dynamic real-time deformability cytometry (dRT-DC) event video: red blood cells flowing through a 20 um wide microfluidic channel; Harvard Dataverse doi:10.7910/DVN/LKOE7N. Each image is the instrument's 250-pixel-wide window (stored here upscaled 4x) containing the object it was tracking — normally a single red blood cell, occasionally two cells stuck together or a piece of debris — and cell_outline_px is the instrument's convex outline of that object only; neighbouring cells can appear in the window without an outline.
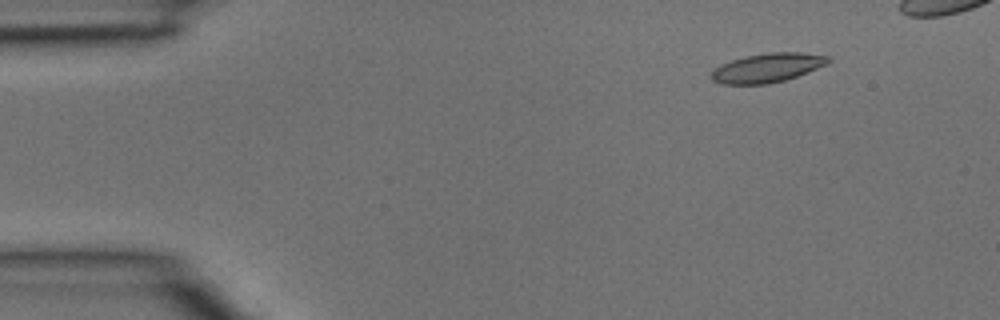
{"species": "common noctule bat (a hibernating species)", "species_latin": "Nyctalus noctula", "temperature_condition": "room temperature", "stored_images_in_passage": 36, "camera_frame_rate_fps": 3000, "um_per_image_px": 0.085, "animal": {"sex": "male", "body_mass_g": 15.6}, "frame": {"image": 1, "passage_image": 5, "time_ms": 1.333, "image_size_px": [1000, 320], "cell_outline_px": [[832, 60], [828, 64], [796, 76], [784, 80], [768, 84], [720, 84], [712, 80], [712, 72], [720, 64], [744, 56], [768, 52], [800, 52], [832, 56]], "centroid_in_image_um": [65.26, 5.75], "position_along_channel_um": 19.7, "area_um2": 19.88}}
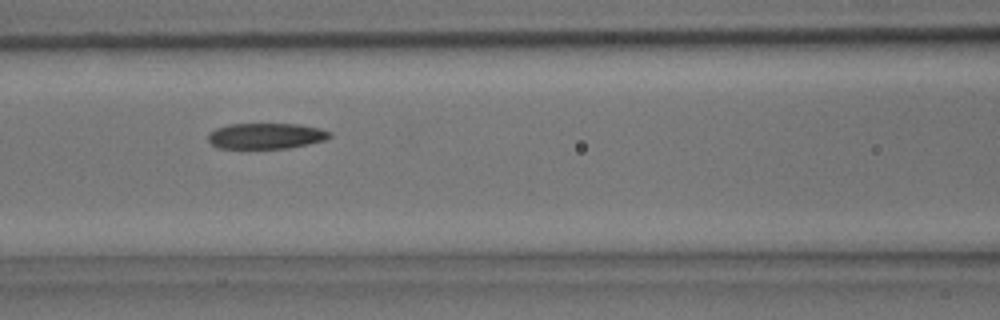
{"frame": {"image": 2, "passage_image": 17, "time_ms": 5.333, "image_size_px": [1000, 320], "cell_outline_px": [[332, 136], [324, 140], [308, 144], [288, 148], [216, 148], [208, 140], [208, 132], [216, 128], [228, 124], [300, 124], [320, 128], [332, 132]], "centroid_in_image_um": [22.61, 11.55], "position_along_channel_um": 144.0, "area_um2": 18.38}}
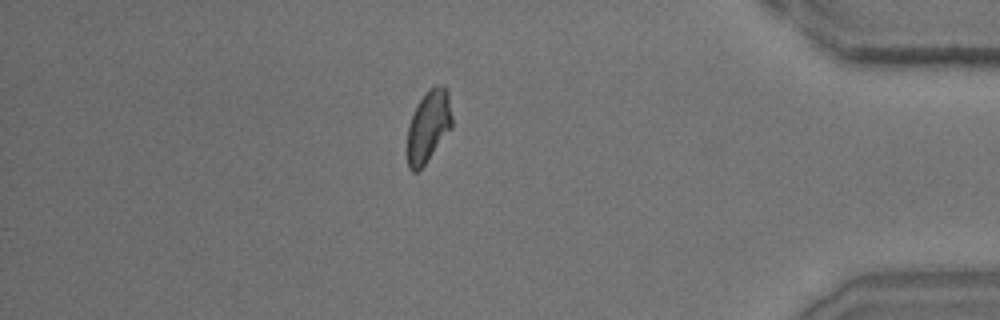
{"frame": {"image": 3, "passage_image": 34, "time_ms": 11.0, "image_size_px": [1000, 320], "cell_outline_px": [[452, 128], [428, 160], [416, 172], [412, 172], [408, 168], [408, 124], [420, 100], [428, 88], [432, 84], [444, 84], [448, 88], [452, 116]], "centroid_in_image_um": [36.45, 10.67], "position_along_channel_um": 398.7, "area_um2": 18.9}}